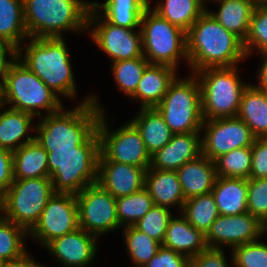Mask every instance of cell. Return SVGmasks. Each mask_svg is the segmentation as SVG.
<instances>
[{
	"label": "cell",
	"mask_w": 267,
	"mask_h": 267,
	"mask_svg": "<svg viewBox=\"0 0 267 267\" xmlns=\"http://www.w3.org/2000/svg\"><path fill=\"white\" fill-rule=\"evenodd\" d=\"M190 259L172 249L159 248L158 252L142 267H189Z\"/></svg>",
	"instance_id": "7bdbcfd3"
},
{
	"label": "cell",
	"mask_w": 267,
	"mask_h": 267,
	"mask_svg": "<svg viewBox=\"0 0 267 267\" xmlns=\"http://www.w3.org/2000/svg\"><path fill=\"white\" fill-rule=\"evenodd\" d=\"M33 116L12 108L0 113V147L14 152L22 145L33 141L35 136L26 134L29 130H35L31 127ZM24 136L27 138L22 140Z\"/></svg>",
	"instance_id": "f1b7e54d"
},
{
	"label": "cell",
	"mask_w": 267,
	"mask_h": 267,
	"mask_svg": "<svg viewBox=\"0 0 267 267\" xmlns=\"http://www.w3.org/2000/svg\"><path fill=\"white\" fill-rule=\"evenodd\" d=\"M14 181L13 152L0 147V197Z\"/></svg>",
	"instance_id": "bcb514c9"
},
{
	"label": "cell",
	"mask_w": 267,
	"mask_h": 267,
	"mask_svg": "<svg viewBox=\"0 0 267 267\" xmlns=\"http://www.w3.org/2000/svg\"><path fill=\"white\" fill-rule=\"evenodd\" d=\"M222 248H206L190 258L189 267H228Z\"/></svg>",
	"instance_id": "f6af8a7d"
},
{
	"label": "cell",
	"mask_w": 267,
	"mask_h": 267,
	"mask_svg": "<svg viewBox=\"0 0 267 267\" xmlns=\"http://www.w3.org/2000/svg\"><path fill=\"white\" fill-rule=\"evenodd\" d=\"M232 252L235 267H267V244L258 240L236 246Z\"/></svg>",
	"instance_id": "60d3db41"
},
{
	"label": "cell",
	"mask_w": 267,
	"mask_h": 267,
	"mask_svg": "<svg viewBox=\"0 0 267 267\" xmlns=\"http://www.w3.org/2000/svg\"><path fill=\"white\" fill-rule=\"evenodd\" d=\"M237 117L246 123L256 139L267 138V93L248 85L241 97Z\"/></svg>",
	"instance_id": "d4e9b609"
},
{
	"label": "cell",
	"mask_w": 267,
	"mask_h": 267,
	"mask_svg": "<svg viewBox=\"0 0 267 267\" xmlns=\"http://www.w3.org/2000/svg\"><path fill=\"white\" fill-rule=\"evenodd\" d=\"M243 45L246 55L254 49L261 55L267 54V4L255 6Z\"/></svg>",
	"instance_id": "f35d334b"
},
{
	"label": "cell",
	"mask_w": 267,
	"mask_h": 267,
	"mask_svg": "<svg viewBox=\"0 0 267 267\" xmlns=\"http://www.w3.org/2000/svg\"><path fill=\"white\" fill-rule=\"evenodd\" d=\"M26 234L23 227L0 216V259L7 262L25 256L28 253L23 242Z\"/></svg>",
	"instance_id": "d590c367"
},
{
	"label": "cell",
	"mask_w": 267,
	"mask_h": 267,
	"mask_svg": "<svg viewBox=\"0 0 267 267\" xmlns=\"http://www.w3.org/2000/svg\"><path fill=\"white\" fill-rule=\"evenodd\" d=\"M96 98L91 95L70 111L61 108L58 112L45 114L35 127L39 132L35 139L47 152L84 144L97 131L103 111Z\"/></svg>",
	"instance_id": "7a4b0ae2"
},
{
	"label": "cell",
	"mask_w": 267,
	"mask_h": 267,
	"mask_svg": "<svg viewBox=\"0 0 267 267\" xmlns=\"http://www.w3.org/2000/svg\"><path fill=\"white\" fill-rule=\"evenodd\" d=\"M266 231L267 227L249 212L231 216L219 215L206 233L205 242L208 248H221L222 244L233 249L256 241Z\"/></svg>",
	"instance_id": "2e32d148"
},
{
	"label": "cell",
	"mask_w": 267,
	"mask_h": 267,
	"mask_svg": "<svg viewBox=\"0 0 267 267\" xmlns=\"http://www.w3.org/2000/svg\"><path fill=\"white\" fill-rule=\"evenodd\" d=\"M94 9L103 8L108 23L128 29L141 24L143 13L150 7L145 0H106L104 4L92 2Z\"/></svg>",
	"instance_id": "4dcf8cb0"
},
{
	"label": "cell",
	"mask_w": 267,
	"mask_h": 267,
	"mask_svg": "<svg viewBox=\"0 0 267 267\" xmlns=\"http://www.w3.org/2000/svg\"><path fill=\"white\" fill-rule=\"evenodd\" d=\"M217 177L250 178L252 146L234 149L214 160Z\"/></svg>",
	"instance_id": "e575fe53"
},
{
	"label": "cell",
	"mask_w": 267,
	"mask_h": 267,
	"mask_svg": "<svg viewBox=\"0 0 267 267\" xmlns=\"http://www.w3.org/2000/svg\"><path fill=\"white\" fill-rule=\"evenodd\" d=\"M79 228L78 205L73 194L55 193L46 203L39 220L28 232L46 246L52 240Z\"/></svg>",
	"instance_id": "4fadbf2b"
},
{
	"label": "cell",
	"mask_w": 267,
	"mask_h": 267,
	"mask_svg": "<svg viewBox=\"0 0 267 267\" xmlns=\"http://www.w3.org/2000/svg\"><path fill=\"white\" fill-rule=\"evenodd\" d=\"M113 76L120 90L131 96L135 93L149 61L144 57L112 62Z\"/></svg>",
	"instance_id": "74e56055"
},
{
	"label": "cell",
	"mask_w": 267,
	"mask_h": 267,
	"mask_svg": "<svg viewBox=\"0 0 267 267\" xmlns=\"http://www.w3.org/2000/svg\"><path fill=\"white\" fill-rule=\"evenodd\" d=\"M202 128L206 129L201 139L202 155L212 161L234 149L251 147L256 139L246 123L238 117L204 120Z\"/></svg>",
	"instance_id": "9a60e30c"
},
{
	"label": "cell",
	"mask_w": 267,
	"mask_h": 267,
	"mask_svg": "<svg viewBox=\"0 0 267 267\" xmlns=\"http://www.w3.org/2000/svg\"><path fill=\"white\" fill-rule=\"evenodd\" d=\"M3 267H41V264L36 263L27 253L20 259L14 261H7Z\"/></svg>",
	"instance_id": "c3c4849f"
},
{
	"label": "cell",
	"mask_w": 267,
	"mask_h": 267,
	"mask_svg": "<svg viewBox=\"0 0 267 267\" xmlns=\"http://www.w3.org/2000/svg\"><path fill=\"white\" fill-rule=\"evenodd\" d=\"M29 38H61L62 31L88 28L92 2L82 0H23Z\"/></svg>",
	"instance_id": "277c9868"
},
{
	"label": "cell",
	"mask_w": 267,
	"mask_h": 267,
	"mask_svg": "<svg viewBox=\"0 0 267 267\" xmlns=\"http://www.w3.org/2000/svg\"><path fill=\"white\" fill-rule=\"evenodd\" d=\"M96 236L78 228L49 242L45 247L64 267H87L96 255Z\"/></svg>",
	"instance_id": "ac0fdd59"
},
{
	"label": "cell",
	"mask_w": 267,
	"mask_h": 267,
	"mask_svg": "<svg viewBox=\"0 0 267 267\" xmlns=\"http://www.w3.org/2000/svg\"><path fill=\"white\" fill-rule=\"evenodd\" d=\"M97 12V9L91 7L88 27L96 25L91 31L92 39L103 52L112 58V62L143 56L141 30L137 33L134 32V29L116 26L108 23L105 19L101 22L99 20L102 18L98 17ZM95 22H99L98 25Z\"/></svg>",
	"instance_id": "5bb4252c"
},
{
	"label": "cell",
	"mask_w": 267,
	"mask_h": 267,
	"mask_svg": "<svg viewBox=\"0 0 267 267\" xmlns=\"http://www.w3.org/2000/svg\"><path fill=\"white\" fill-rule=\"evenodd\" d=\"M64 38H31L25 47L23 60L21 48L16 56L56 95L74 98L76 92L71 61Z\"/></svg>",
	"instance_id": "5b68a950"
},
{
	"label": "cell",
	"mask_w": 267,
	"mask_h": 267,
	"mask_svg": "<svg viewBox=\"0 0 267 267\" xmlns=\"http://www.w3.org/2000/svg\"><path fill=\"white\" fill-rule=\"evenodd\" d=\"M176 172L185 200L211 193L217 177L214 161L202 154Z\"/></svg>",
	"instance_id": "44dd1931"
},
{
	"label": "cell",
	"mask_w": 267,
	"mask_h": 267,
	"mask_svg": "<svg viewBox=\"0 0 267 267\" xmlns=\"http://www.w3.org/2000/svg\"><path fill=\"white\" fill-rule=\"evenodd\" d=\"M147 169L114 161H98L97 183L114 198L128 196L145 187Z\"/></svg>",
	"instance_id": "e0dca14e"
},
{
	"label": "cell",
	"mask_w": 267,
	"mask_h": 267,
	"mask_svg": "<svg viewBox=\"0 0 267 267\" xmlns=\"http://www.w3.org/2000/svg\"><path fill=\"white\" fill-rule=\"evenodd\" d=\"M10 55L11 59L16 56V50L10 46L7 42L0 39V75L2 76L7 69L11 60H6V55Z\"/></svg>",
	"instance_id": "7dc6e473"
},
{
	"label": "cell",
	"mask_w": 267,
	"mask_h": 267,
	"mask_svg": "<svg viewBox=\"0 0 267 267\" xmlns=\"http://www.w3.org/2000/svg\"><path fill=\"white\" fill-rule=\"evenodd\" d=\"M237 66L207 68L195 72L201 88L203 120L237 117L245 85Z\"/></svg>",
	"instance_id": "52a82bcc"
},
{
	"label": "cell",
	"mask_w": 267,
	"mask_h": 267,
	"mask_svg": "<svg viewBox=\"0 0 267 267\" xmlns=\"http://www.w3.org/2000/svg\"><path fill=\"white\" fill-rule=\"evenodd\" d=\"M14 180L49 178L47 151L36 139L13 152Z\"/></svg>",
	"instance_id": "83f0119b"
},
{
	"label": "cell",
	"mask_w": 267,
	"mask_h": 267,
	"mask_svg": "<svg viewBox=\"0 0 267 267\" xmlns=\"http://www.w3.org/2000/svg\"><path fill=\"white\" fill-rule=\"evenodd\" d=\"M2 105L41 117L58 112L63 106L56 95L38 76L15 56L2 75Z\"/></svg>",
	"instance_id": "8992f818"
},
{
	"label": "cell",
	"mask_w": 267,
	"mask_h": 267,
	"mask_svg": "<svg viewBox=\"0 0 267 267\" xmlns=\"http://www.w3.org/2000/svg\"><path fill=\"white\" fill-rule=\"evenodd\" d=\"M193 75L185 80L175 77L156 107L174 134L203 130L201 88Z\"/></svg>",
	"instance_id": "ba28073f"
},
{
	"label": "cell",
	"mask_w": 267,
	"mask_h": 267,
	"mask_svg": "<svg viewBox=\"0 0 267 267\" xmlns=\"http://www.w3.org/2000/svg\"><path fill=\"white\" fill-rule=\"evenodd\" d=\"M4 264H5V261L3 259H0V267H3Z\"/></svg>",
	"instance_id": "f5cc1de1"
},
{
	"label": "cell",
	"mask_w": 267,
	"mask_h": 267,
	"mask_svg": "<svg viewBox=\"0 0 267 267\" xmlns=\"http://www.w3.org/2000/svg\"><path fill=\"white\" fill-rule=\"evenodd\" d=\"M186 41L187 62L193 73L207 68L232 67L246 57L243 41L207 10L186 32Z\"/></svg>",
	"instance_id": "6da1fadb"
},
{
	"label": "cell",
	"mask_w": 267,
	"mask_h": 267,
	"mask_svg": "<svg viewBox=\"0 0 267 267\" xmlns=\"http://www.w3.org/2000/svg\"><path fill=\"white\" fill-rule=\"evenodd\" d=\"M27 38L23 0H0V39L17 51Z\"/></svg>",
	"instance_id": "f546056e"
},
{
	"label": "cell",
	"mask_w": 267,
	"mask_h": 267,
	"mask_svg": "<svg viewBox=\"0 0 267 267\" xmlns=\"http://www.w3.org/2000/svg\"><path fill=\"white\" fill-rule=\"evenodd\" d=\"M181 214L186 220L204 235L220 215L212 193L185 200Z\"/></svg>",
	"instance_id": "d6a6232c"
},
{
	"label": "cell",
	"mask_w": 267,
	"mask_h": 267,
	"mask_svg": "<svg viewBox=\"0 0 267 267\" xmlns=\"http://www.w3.org/2000/svg\"><path fill=\"white\" fill-rule=\"evenodd\" d=\"M262 56L264 60L258 74L259 85L256 87L267 93V54H264Z\"/></svg>",
	"instance_id": "681fc988"
},
{
	"label": "cell",
	"mask_w": 267,
	"mask_h": 267,
	"mask_svg": "<svg viewBox=\"0 0 267 267\" xmlns=\"http://www.w3.org/2000/svg\"><path fill=\"white\" fill-rule=\"evenodd\" d=\"M142 52L150 64L176 69L179 57L187 60L186 32L160 17L151 6L141 18Z\"/></svg>",
	"instance_id": "30bf717a"
},
{
	"label": "cell",
	"mask_w": 267,
	"mask_h": 267,
	"mask_svg": "<svg viewBox=\"0 0 267 267\" xmlns=\"http://www.w3.org/2000/svg\"><path fill=\"white\" fill-rule=\"evenodd\" d=\"M220 215L248 212V182L245 178L216 177L211 191Z\"/></svg>",
	"instance_id": "cb8c5ba5"
},
{
	"label": "cell",
	"mask_w": 267,
	"mask_h": 267,
	"mask_svg": "<svg viewBox=\"0 0 267 267\" xmlns=\"http://www.w3.org/2000/svg\"><path fill=\"white\" fill-rule=\"evenodd\" d=\"M75 196L79 228L97 237L120 227L116 198L98 183L87 186Z\"/></svg>",
	"instance_id": "7c38bea8"
},
{
	"label": "cell",
	"mask_w": 267,
	"mask_h": 267,
	"mask_svg": "<svg viewBox=\"0 0 267 267\" xmlns=\"http://www.w3.org/2000/svg\"><path fill=\"white\" fill-rule=\"evenodd\" d=\"M162 245L189 259L207 248L205 235L195 229L182 214L180 218H171Z\"/></svg>",
	"instance_id": "603a6c76"
},
{
	"label": "cell",
	"mask_w": 267,
	"mask_h": 267,
	"mask_svg": "<svg viewBox=\"0 0 267 267\" xmlns=\"http://www.w3.org/2000/svg\"><path fill=\"white\" fill-rule=\"evenodd\" d=\"M204 5V0H164L160 1L153 11L187 32L207 10Z\"/></svg>",
	"instance_id": "1f68e13d"
},
{
	"label": "cell",
	"mask_w": 267,
	"mask_h": 267,
	"mask_svg": "<svg viewBox=\"0 0 267 267\" xmlns=\"http://www.w3.org/2000/svg\"><path fill=\"white\" fill-rule=\"evenodd\" d=\"M54 194L50 178L14 180L0 197V211L4 218L29 232Z\"/></svg>",
	"instance_id": "9c48e42d"
},
{
	"label": "cell",
	"mask_w": 267,
	"mask_h": 267,
	"mask_svg": "<svg viewBox=\"0 0 267 267\" xmlns=\"http://www.w3.org/2000/svg\"><path fill=\"white\" fill-rule=\"evenodd\" d=\"M200 131L173 134L171 140L151 155L150 168L176 171L202 154Z\"/></svg>",
	"instance_id": "d6986e66"
},
{
	"label": "cell",
	"mask_w": 267,
	"mask_h": 267,
	"mask_svg": "<svg viewBox=\"0 0 267 267\" xmlns=\"http://www.w3.org/2000/svg\"><path fill=\"white\" fill-rule=\"evenodd\" d=\"M256 5H266L267 0H252Z\"/></svg>",
	"instance_id": "f907efd6"
},
{
	"label": "cell",
	"mask_w": 267,
	"mask_h": 267,
	"mask_svg": "<svg viewBox=\"0 0 267 267\" xmlns=\"http://www.w3.org/2000/svg\"><path fill=\"white\" fill-rule=\"evenodd\" d=\"M250 178H267V138L254 140Z\"/></svg>",
	"instance_id": "ee69618b"
},
{
	"label": "cell",
	"mask_w": 267,
	"mask_h": 267,
	"mask_svg": "<svg viewBox=\"0 0 267 267\" xmlns=\"http://www.w3.org/2000/svg\"><path fill=\"white\" fill-rule=\"evenodd\" d=\"M220 3L218 12L207 10L226 30L245 41L256 4L252 0H214Z\"/></svg>",
	"instance_id": "4316f807"
},
{
	"label": "cell",
	"mask_w": 267,
	"mask_h": 267,
	"mask_svg": "<svg viewBox=\"0 0 267 267\" xmlns=\"http://www.w3.org/2000/svg\"><path fill=\"white\" fill-rule=\"evenodd\" d=\"M47 155L49 178L55 193L77 195L97 183L100 156L97 131L77 148L52 149Z\"/></svg>",
	"instance_id": "3957f363"
},
{
	"label": "cell",
	"mask_w": 267,
	"mask_h": 267,
	"mask_svg": "<svg viewBox=\"0 0 267 267\" xmlns=\"http://www.w3.org/2000/svg\"><path fill=\"white\" fill-rule=\"evenodd\" d=\"M154 205V201L145 187L128 196L116 198L119 225L134 226Z\"/></svg>",
	"instance_id": "836d02e7"
},
{
	"label": "cell",
	"mask_w": 267,
	"mask_h": 267,
	"mask_svg": "<svg viewBox=\"0 0 267 267\" xmlns=\"http://www.w3.org/2000/svg\"><path fill=\"white\" fill-rule=\"evenodd\" d=\"M175 68L162 64H148L133 99H139L141 108H156L177 76Z\"/></svg>",
	"instance_id": "ffe728a7"
},
{
	"label": "cell",
	"mask_w": 267,
	"mask_h": 267,
	"mask_svg": "<svg viewBox=\"0 0 267 267\" xmlns=\"http://www.w3.org/2000/svg\"><path fill=\"white\" fill-rule=\"evenodd\" d=\"M145 188L151 195L154 204L170 208L178 205L182 210L185 198L176 171L148 168L145 174Z\"/></svg>",
	"instance_id": "7402d4cb"
},
{
	"label": "cell",
	"mask_w": 267,
	"mask_h": 267,
	"mask_svg": "<svg viewBox=\"0 0 267 267\" xmlns=\"http://www.w3.org/2000/svg\"><path fill=\"white\" fill-rule=\"evenodd\" d=\"M103 112L97 127L100 137L99 161H114L149 168L151 155L136 126L130 122L109 133Z\"/></svg>",
	"instance_id": "8fae6325"
},
{
	"label": "cell",
	"mask_w": 267,
	"mask_h": 267,
	"mask_svg": "<svg viewBox=\"0 0 267 267\" xmlns=\"http://www.w3.org/2000/svg\"><path fill=\"white\" fill-rule=\"evenodd\" d=\"M0 78H2V76L0 75ZM2 104V80L0 81V105Z\"/></svg>",
	"instance_id": "816d5d0a"
},
{
	"label": "cell",
	"mask_w": 267,
	"mask_h": 267,
	"mask_svg": "<svg viewBox=\"0 0 267 267\" xmlns=\"http://www.w3.org/2000/svg\"><path fill=\"white\" fill-rule=\"evenodd\" d=\"M247 210L267 227V178H249Z\"/></svg>",
	"instance_id": "b9f144b4"
},
{
	"label": "cell",
	"mask_w": 267,
	"mask_h": 267,
	"mask_svg": "<svg viewBox=\"0 0 267 267\" xmlns=\"http://www.w3.org/2000/svg\"><path fill=\"white\" fill-rule=\"evenodd\" d=\"M172 217L169 208L154 205L134 227L163 244L166 229Z\"/></svg>",
	"instance_id": "ab89813d"
},
{
	"label": "cell",
	"mask_w": 267,
	"mask_h": 267,
	"mask_svg": "<svg viewBox=\"0 0 267 267\" xmlns=\"http://www.w3.org/2000/svg\"><path fill=\"white\" fill-rule=\"evenodd\" d=\"M131 122L140 132L150 155L163 148L174 134L156 108H140L138 116Z\"/></svg>",
	"instance_id": "484cf974"
},
{
	"label": "cell",
	"mask_w": 267,
	"mask_h": 267,
	"mask_svg": "<svg viewBox=\"0 0 267 267\" xmlns=\"http://www.w3.org/2000/svg\"><path fill=\"white\" fill-rule=\"evenodd\" d=\"M125 244L128 253L138 267H142L158 252L161 243L152 239L149 235L139 231L134 226H125Z\"/></svg>",
	"instance_id": "8d00e7d4"
}]
</instances>
